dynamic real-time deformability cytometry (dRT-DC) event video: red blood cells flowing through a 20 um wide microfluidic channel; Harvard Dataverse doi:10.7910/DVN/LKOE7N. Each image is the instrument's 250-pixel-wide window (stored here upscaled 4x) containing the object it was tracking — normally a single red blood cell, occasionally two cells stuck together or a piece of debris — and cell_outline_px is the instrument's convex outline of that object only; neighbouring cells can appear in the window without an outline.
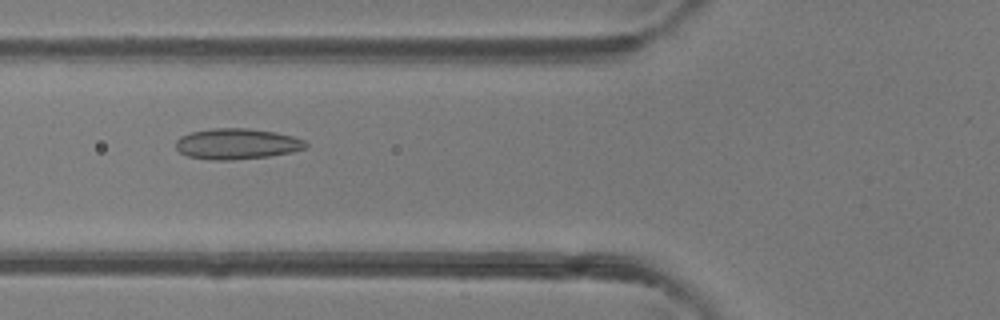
{"species": "common noctule bat (a hibernating species)", "species_latin": "Nyctalus noctula", "temperature_condition": "room temperature", "stored_images_in_passage": 47, "camera_frame_rate_fps": 3000, "um_per_image_px": 0.085, "animal": {"sex": "female"}, "frame": {"image": 1, "passage_image": 18, "time_ms": 5.667, "image_size_px": [1000, 320], "cell_outline_px": [[308, 148], [292, 152], [268, 156], [232, 160], [212, 160], [188, 156], [180, 152], [176, 148], [176, 140], [180, 136], [192, 132], [212, 128], [248, 128], [276, 132], [292, 136], [304, 140], [308, 144]], "centroid_in_image_um": [20.15, 12.22], "position_along_channel_um": 105.6, "area_um2": 23.35}}
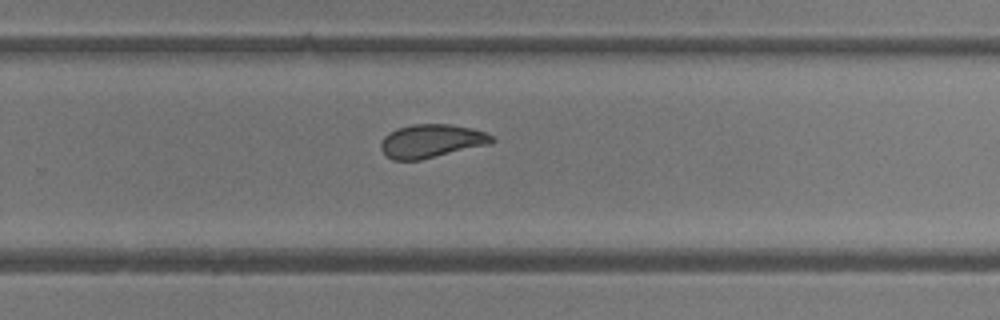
{"frame": {"image": 2, "passage_image": 31, "time_ms": 10.0, "image_size_px": [1000, 320], "cell_outline_px": [[496, 140], [492, 144], [420, 160], [392, 160], [380, 148], [380, 144], [384, 136], [388, 132], [396, 128], [412, 124], [452, 124], [472, 128], [484, 132], [492, 136]], "centroid_in_image_um": [36.68, 11.98], "position_along_channel_um": 293.1, "area_um2": 21.85}}
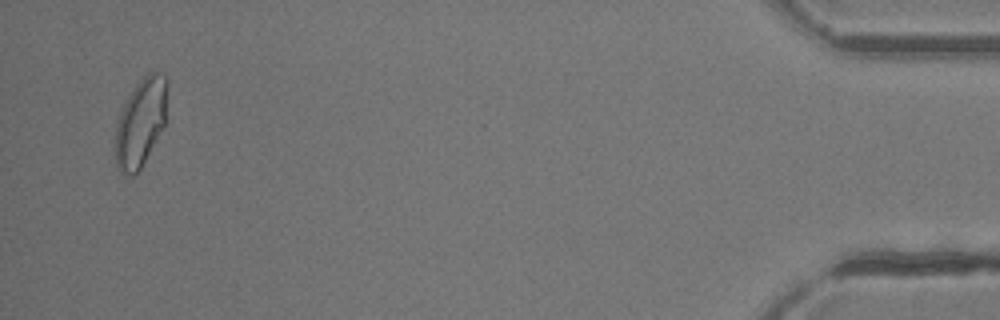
{"frame": {"image": 3, "passage_image": 46, "time_ms": 15.0, "image_size_px": [1000, 320], "cell_outline_px": [[168, 80], [164, 124], [140, 168], [132, 176], [124, 176], [116, 168], [116, 124], [120, 112], [128, 96], [136, 84], [148, 72], [160, 72]], "centroid_in_image_um": [11.94, 10.39], "position_along_channel_um": 423.3, "area_um2": 26.3}, "authors_computed_cell_mechanics": {"area_um2": 23.3512, "velocity_mm_per_s": 4.3369, "shape_relaxation_time_tau1_ms": null, "shape_relaxation_time_tau2_ms": 1.4267, "deformation_change_tau1": null, "deformation_change_tau2": 0.0643}}